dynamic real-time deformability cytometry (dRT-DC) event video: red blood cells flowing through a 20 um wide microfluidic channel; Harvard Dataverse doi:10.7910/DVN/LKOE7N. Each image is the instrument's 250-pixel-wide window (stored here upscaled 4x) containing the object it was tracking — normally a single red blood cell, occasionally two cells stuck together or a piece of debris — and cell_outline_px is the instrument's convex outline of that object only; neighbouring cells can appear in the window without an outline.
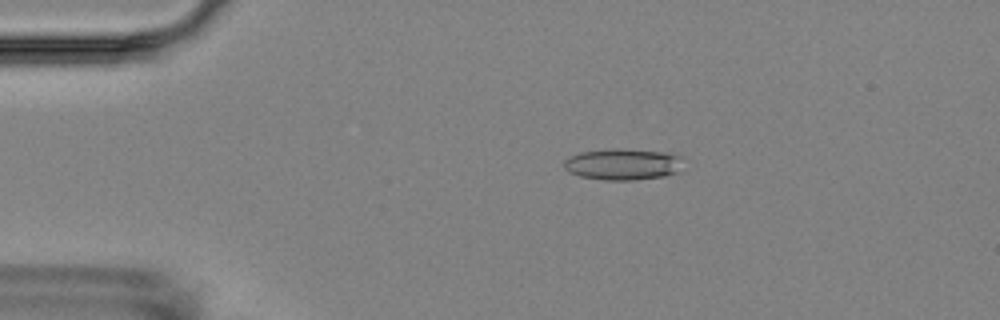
{"species": "Egyptian fruit bat (a non-hibernating species)", "species_latin": "Rousettus aegyptiacus", "temperature_condition": "room temperature", "stored_images_in_passage": 5, "camera_frame_rate_fps": 3000, "um_per_image_px": 0.085, "animal": {"sex": "female"}, "frame": {"image": 1, "passage_image": 3, "time_ms": 2.333, "image_size_px": [1000, 320], "cell_outline_px": [[680, 172], [664, 176], [636, 180], [604, 180], [580, 176], [568, 172], [564, 168], [564, 160], [568, 156], [580, 152], [604, 148], [624, 148], [664, 152], [680, 156]], "centroid_in_image_um": [52.89, 13.95], "position_along_channel_um": 32.1, "area_um2": 22.14}}